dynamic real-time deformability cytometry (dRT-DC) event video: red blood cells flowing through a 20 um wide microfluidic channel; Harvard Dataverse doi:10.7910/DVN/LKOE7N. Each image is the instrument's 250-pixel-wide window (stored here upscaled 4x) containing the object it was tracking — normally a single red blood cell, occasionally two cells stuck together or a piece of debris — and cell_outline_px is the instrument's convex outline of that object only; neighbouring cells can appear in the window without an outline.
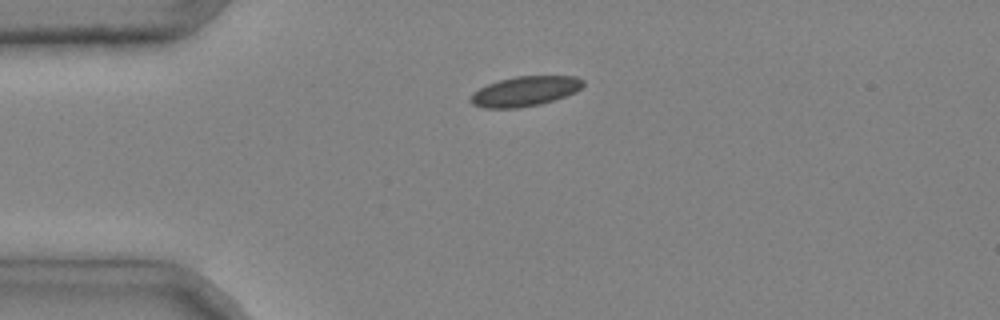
{"species": "common noctule bat (a hibernating species)", "species_latin": "Nyctalus noctula", "temperature_condition": "cold", "stored_images_in_passage": 2, "camera_frame_rate_fps": 3000, "um_per_image_px": 0.085, "animal": {"sex": "male", "body_mass_g": 20.4}, "frame": {"image": 1, "passage_image": 1, "time_ms": 0.0, "image_size_px": [1000, 320], "cell_outline_px": [[584, 84], [576, 92], [540, 104], [520, 108], [484, 108], [472, 104], [468, 100], [472, 92], [488, 84], [500, 80], [516, 76], [576, 76], [584, 80]], "centroid_in_image_um": [44.6, 7.76], "position_along_channel_um": 40.4, "area_um2": 19.59}}
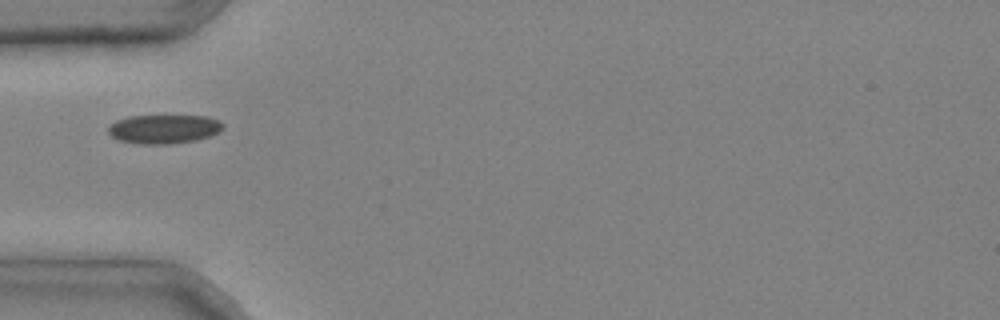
{"frame": {"image": 2, "passage_image": 2, "time_ms": 0.333, "image_size_px": [1000, 320], "cell_outline_px": [[224, 128], [220, 132], [196, 140], [172, 144], [136, 144], [120, 140], [112, 136], [108, 132], [108, 128], [116, 120], [128, 116], [208, 116], [220, 120], [224, 124]], "centroid_in_image_um": [13.96, 10.97], "position_along_channel_um": 71.0, "area_um2": 19.48}}